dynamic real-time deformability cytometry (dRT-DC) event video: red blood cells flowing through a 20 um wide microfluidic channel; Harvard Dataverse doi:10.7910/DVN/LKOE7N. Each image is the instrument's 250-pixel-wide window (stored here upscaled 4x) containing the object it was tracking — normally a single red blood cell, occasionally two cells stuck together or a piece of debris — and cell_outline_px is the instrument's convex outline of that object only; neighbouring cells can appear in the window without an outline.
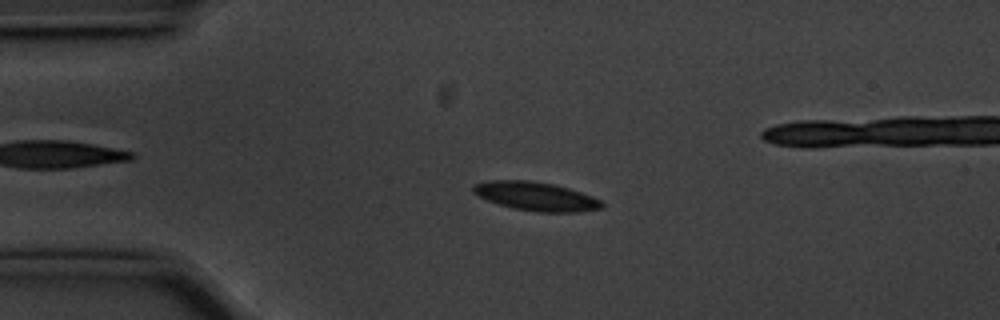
{"species": "common noctule bat (a hibernating species)", "species_latin": "Nyctalus noctula", "temperature_condition": "cold", "stored_images_in_passage": 51, "camera_frame_rate_fps": 3000, "um_per_image_px": 0.085, "animal": {"sex": "male", "body_mass_g": 20.1, "forearm_length_mm": 53.5}, "frame": {"image": 1, "passage_image": 11, "time_ms": 3.333, "image_size_px": [1000, 320], "cell_outline_px": [[604, 208], [576, 212], [536, 212], [516, 208], [500, 204], [488, 200], [472, 192], [472, 188], [476, 184], [488, 180], [528, 180], [556, 184], [592, 196], [600, 200], [604, 204]], "centroid_in_image_um": [45.58, 16.68], "position_along_channel_um": 39.4, "area_um2": 21.39}}
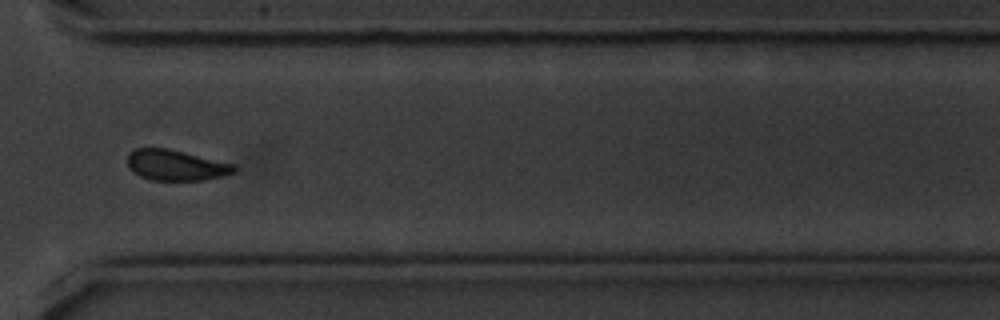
{"frame": {"image": 2, "passage_image": 40, "time_ms": 13.0, "image_size_px": [1000, 320], "cell_outline_px": [[236, 172], [204, 180], [152, 180], [140, 176], [132, 172], [128, 168], [128, 152], [136, 148], [168, 148], [236, 164]], "centroid_in_image_um": [14.94, 14.03], "position_along_channel_um": 355.7, "area_um2": 19.19}}
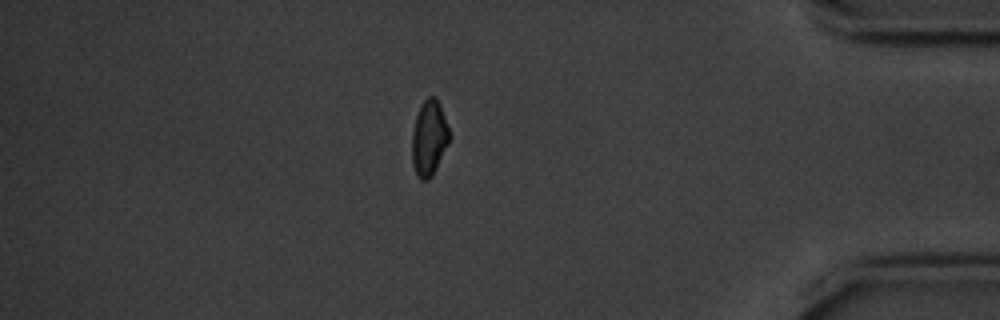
{"frame": {"image": 3, "passage_image": 46, "time_ms": 15.0, "image_size_px": [1000, 320], "cell_outline_px": [[452, 136], [432, 176], [428, 180], [420, 180], [412, 164], [412, 132], [416, 116], [424, 100], [428, 96], [436, 96], [440, 104]], "centroid_in_image_um": [36.49, 11.72], "position_along_channel_um": 398.7, "area_um2": 16.53}}